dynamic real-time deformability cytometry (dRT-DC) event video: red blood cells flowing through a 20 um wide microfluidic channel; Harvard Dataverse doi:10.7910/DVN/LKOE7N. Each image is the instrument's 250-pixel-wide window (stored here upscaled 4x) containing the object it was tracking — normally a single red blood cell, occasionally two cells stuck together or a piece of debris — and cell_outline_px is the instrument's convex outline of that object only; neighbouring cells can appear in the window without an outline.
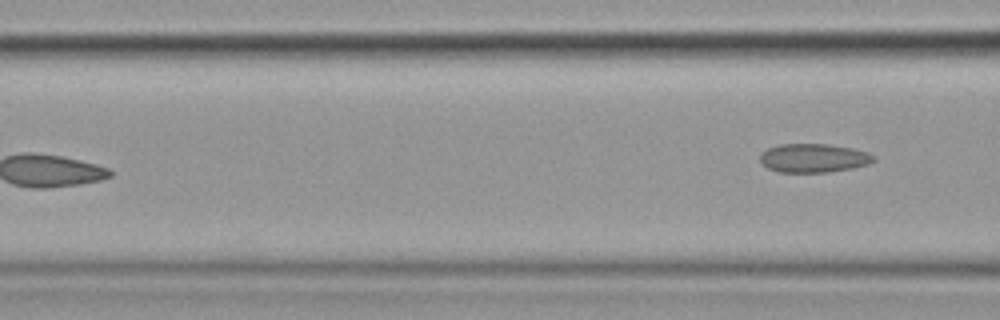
{"species": "common noctule bat (a hibernating species)", "species_latin": "Nyctalus noctula", "temperature_condition": "cold", "stored_images_in_passage": 8, "camera_frame_rate_fps": 3000, "um_per_image_px": 0.085, "animal": {"sex": "female", "body_mass_g": 19.9}, "frame": {"image": 1, "passage_image": 8, "time_ms": 9.333, "image_size_px": [1000, 320], "cell_outline_px": [[876, 160], [868, 164], [852, 168], [828, 172], [780, 172], [768, 168], [760, 164], [760, 152], [768, 148], [780, 144], [828, 144], [852, 148], [868, 152], [876, 156]], "centroid_in_image_um": [69.15, 13.43], "position_along_channel_um": 97.5, "area_um2": 19.19}}